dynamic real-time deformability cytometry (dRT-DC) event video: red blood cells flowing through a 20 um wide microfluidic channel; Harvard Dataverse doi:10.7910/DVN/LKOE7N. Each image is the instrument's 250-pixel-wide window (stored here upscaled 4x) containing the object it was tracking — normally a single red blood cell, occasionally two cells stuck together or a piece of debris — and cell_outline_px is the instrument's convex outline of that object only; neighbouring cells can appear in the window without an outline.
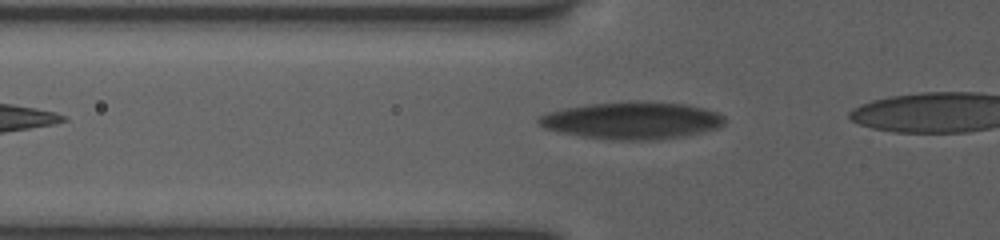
{"species": "human", "species_latin": "Homo sapiens", "temperature_condition": "room temperature", "stored_images_in_passage": 28, "camera_frame_rate_fps": 3000, "um_per_image_px": 0.085, "donor": {"sex": "female"}, "frame": {"image": 1, "passage_image": 3, "time_ms": 0.667, "image_size_px": [1000, 240], "cell_outline_px": [[724, 124], [712, 128], [696, 132], [656, 140], [612, 140], [564, 132], [548, 128], [540, 124], [536, 120], [540, 116], [552, 112], [568, 108], [592, 104], [680, 104], [700, 108], [716, 112], [724, 116]], "centroid_in_image_um": [53.71, 10.28], "position_along_channel_um": 72.1, "area_um2": 37.63}}
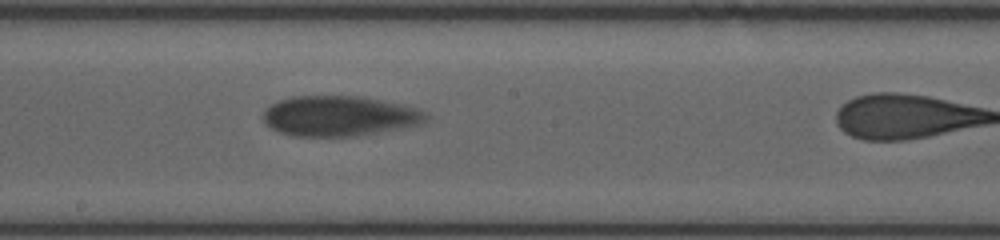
{"frame": {"image": 2, "passage_image": 15, "time_ms": 4.667, "image_size_px": [1000, 240], "cell_outline_px": [[428, 116], [420, 124], [352, 136], [292, 136], [280, 132], [264, 124], [264, 108], [280, 100], [292, 96], [360, 96], [416, 108], [424, 112]], "centroid_in_image_um": [28.76, 9.85], "position_along_channel_um": 219.4, "area_um2": 37.57}}
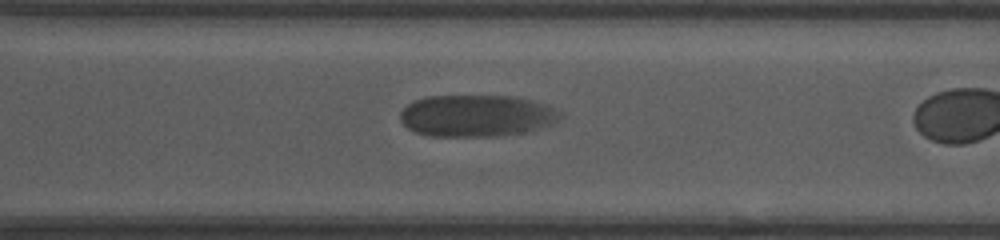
{"frame": {"image": 3, "passage_image": 24, "time_ms": 7.667, "image_size_px": [1000, 240], "cell_outline_px": [[556, 120], [548, 124], [524, 132], [500, 136], [428, 136], [416, 132], [408, 128], [400, 120], [400, 112], [408, 104], [416, 100], [428, 96], [512, 96], [528, 100], [552, 108], [556, 116]], "centroid_in_image_um": [40.36, 9.84], "position_along_channel_um": 330.2, "area_um2": 38.03}}